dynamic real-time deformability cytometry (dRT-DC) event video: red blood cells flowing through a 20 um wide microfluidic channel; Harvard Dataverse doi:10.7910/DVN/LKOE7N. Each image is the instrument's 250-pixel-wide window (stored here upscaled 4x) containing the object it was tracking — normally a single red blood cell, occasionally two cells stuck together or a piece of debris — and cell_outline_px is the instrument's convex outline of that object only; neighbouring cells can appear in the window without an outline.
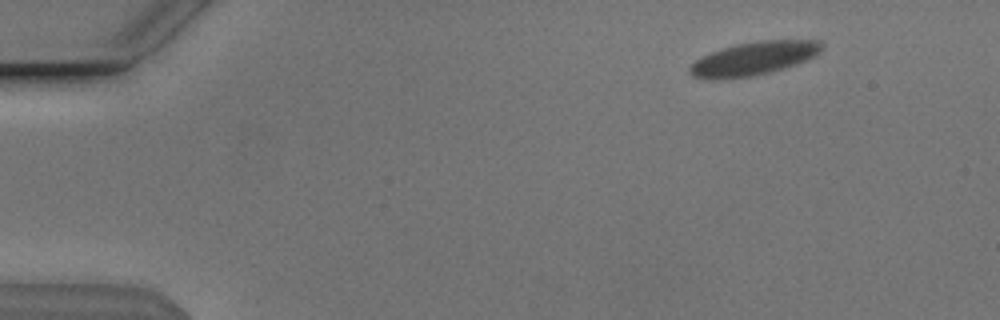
{"species": "Egyptian fruit bat (a non-hibernating species)", "species_latin": "Rousettus aegyptiacus", "temperature_condition": "cold", "stored_images_in_passage": 51, "camera_frame_rate_fps": 3000, "um_per_image_px": 0.085, "animal": {"sex": "male"}, "frame": {"image": 1, "passage_image": 1, "time_ms": 0.0, "image_size_px": [1000, 320], "cell_outline_px": [[824, 44], [816, 56], [768, 72], [752, 76], [712, 80], [692, 76], [688, 72], [688, 68], [700, 56], [736, 44], [764, 40], [816, 40]], "centroid_in_image_um": [64.01, 4.97], "position_along_channel_um": 21.0, "area_um2": 25.26}}
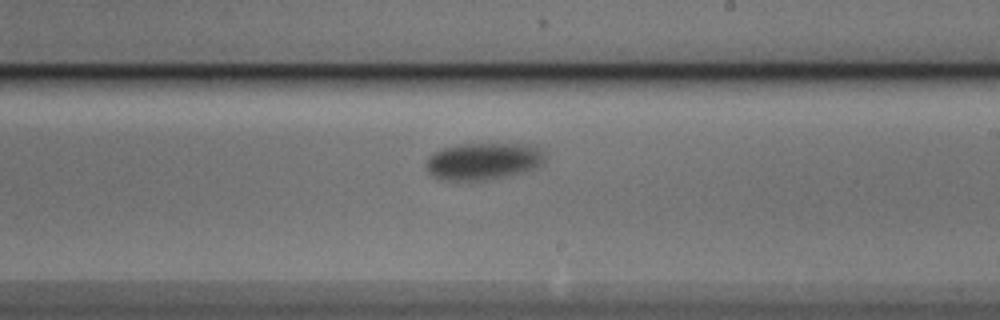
{"frame": {"image": 2, "passage_image": 28, "time_ms": 9.0, "image_size_px": [1000, 320], "cell_outline_px": [[544, 160], [536, 168], [524, 172], [472, 184], [444, 180], [428, 172], [428, 156], [444, 148], [464, 144], [532, 144], [540, 148], [544, 152]], "centroid_in_image_um": [41.11, 13.74], "position_along_channel_um": 247.9, "area_um2": 26.07}}
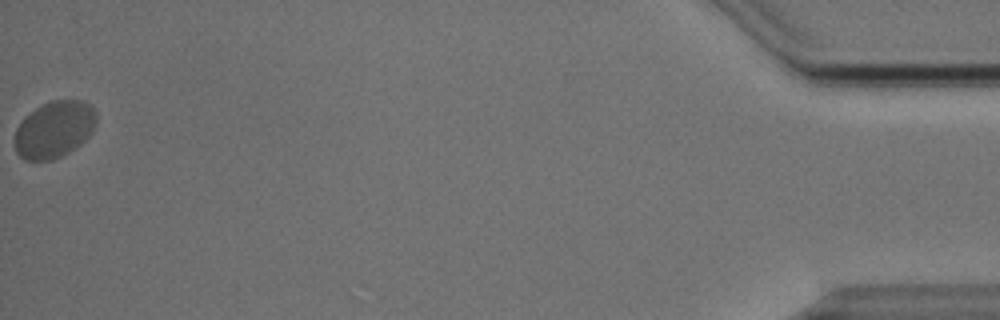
{"frame": {"image": 3, "passage_image": 51, "time_ms": 16.667, "image_size_px": [1000, 320], "cell_outline_px": [[96, 124], [92, 132], [76, 148], [52, 160], [24, 160], [16, 152], [16, 128], [24, 116], [36, 108], [52, 100], [80, 100], [88, 104], [96, 112]], "centroid_in_image_um": [4.61, 11.0], "position_along_channel_um": 430.6, "area_um2": 26.82}, "authors_computed_cell_mechanics": {"area_um2": 25.9522, "velocity_mm_per_s": 3.6442, "shape_relaxation_time_tau1_ms": 6.4583, "shape_relaxation_time_tau2_ms": null, "deformation_change_tau1": 0.159, "deformation_change_tau2": null}}